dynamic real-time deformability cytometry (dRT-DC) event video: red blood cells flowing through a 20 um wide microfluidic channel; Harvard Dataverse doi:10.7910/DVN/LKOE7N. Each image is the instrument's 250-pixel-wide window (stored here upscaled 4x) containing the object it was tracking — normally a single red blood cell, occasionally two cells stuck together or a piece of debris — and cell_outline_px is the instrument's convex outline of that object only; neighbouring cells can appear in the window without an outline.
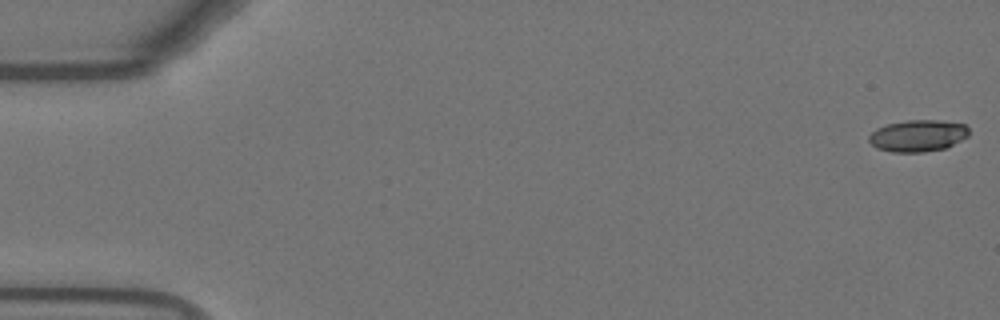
{"species": "Egyptian fruit bat (a non-hibernating species)", "species_latin": "Rousettus aegyptiacus", "temperature_condition": "warm", "stored_images_in_passage": 55, "camera_frame_rate_fps": 3000, "um_per_image_px": 0.085, "animal": {"sex": "female"}, "frame": {"image": 1, "passage_image": 1, "time_ms": 0.0, "image_size_px": [1000, 320], "cell_outline_px": [[968, 136], [944, 148], [924, 152], [892, 152], [876, 148], [868, 140], [868, 136], [876, 128], [888, 124], [908, 120], [940, 120], [964, 124], [968, 128]], "centroid_in_image_um": [77.99, 11.53], "position_along_channel_um": 7.0, "area_um2": 18.38}}
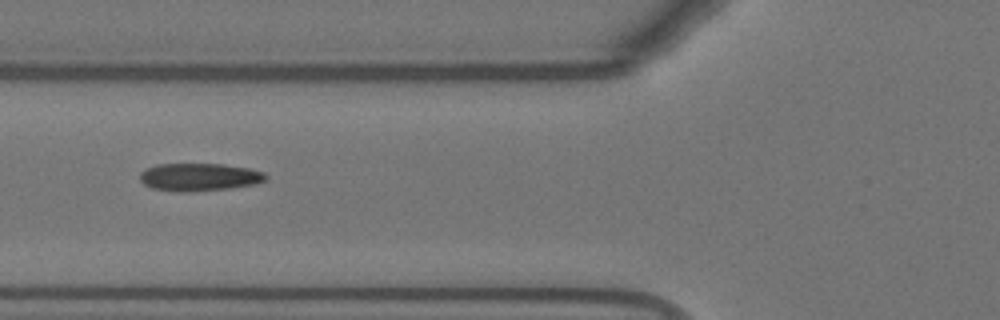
{"frame": {"image": 2, "passage_image": 21, "time_ms": 6.667, "image_size_px": [1000, 320], "cell_outline_px": [[268, 176], [264, 180], [256, 184], [228, 188], [188, 192], [180, 192], [152, 188], [144, 184], [140, 180], [140, 172], [144, 168], [156, 164], [224, 164], [248, 168], [264, 172]], "centroid_in_image_um": [16.91, 15.04], "position_along_channel_um": 108.9, "area_um2": 20.4}}
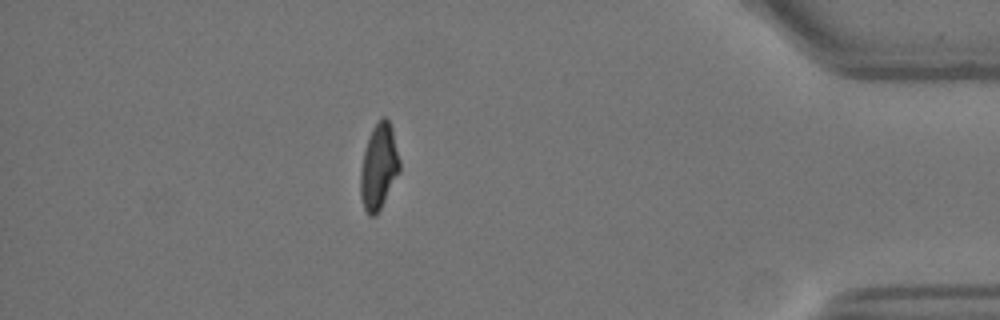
{"frame": {"image": 3, "passage_image": 48, "time_ms": 15.667, "image_size_px": [1000, 320], "cell_outline_px": [[400, 172], [376, 216], [368, 216], [364, 208], [360, 196], [360, 172], [364, 152], [372, 128], [380, 116], [384, 116], [388, 120], [392, 128], [400, 160]], "centroid_in_image_um": [32.2, 14.17], "position_along_channel_um": 403.0, "area_um2": 19.59}, "authors_computed_cell_mechanics": {"area_um2": 20.0566, "velocity_mm_per_s": 3.7475, "shape_relaxation_time_tau1_ms": 4.0641, "shape_relaxation_time_tau2_ms": 1.5405, "deformation_change_tau1": 0.1704, "deformation_change_tau2": 0.0826}}